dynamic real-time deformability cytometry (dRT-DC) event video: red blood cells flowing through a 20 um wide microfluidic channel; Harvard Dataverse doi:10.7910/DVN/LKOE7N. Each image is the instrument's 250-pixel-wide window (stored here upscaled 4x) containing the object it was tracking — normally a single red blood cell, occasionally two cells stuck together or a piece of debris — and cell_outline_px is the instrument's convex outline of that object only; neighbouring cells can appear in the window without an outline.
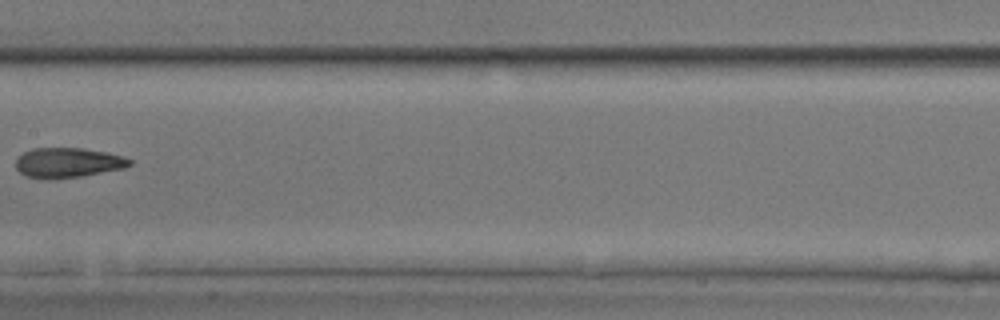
{"species": "common noctule bat (a hibernating species)", "species_latin": "Nyctalus noctula", "temperature_condition": "room temperature", "stored_images_in_passage": 7, "camera_frame_rate_fps": 3000, "um_per_image_px": 0.085, "animal": {"sex": "male", "body_mass_g": 17.9, "forearm_length_mm": 54.2}, "frame": {"image": 1, "passage_image": 7, "time_ms": 8.0, "image_size_px": [1000, 320], "cell_outline_px": [[132, 164], [124, 168], [80, 176], [52, 180], [24, 176], [16, 168], [16, 156], [32, 148], [84, 148], [108, 152], [124, 156], [132, 160]], "centroid_in_image_um": [5.75, 13.82], "position_along_channel_um": 201.6, "area_um2": 20.11}}